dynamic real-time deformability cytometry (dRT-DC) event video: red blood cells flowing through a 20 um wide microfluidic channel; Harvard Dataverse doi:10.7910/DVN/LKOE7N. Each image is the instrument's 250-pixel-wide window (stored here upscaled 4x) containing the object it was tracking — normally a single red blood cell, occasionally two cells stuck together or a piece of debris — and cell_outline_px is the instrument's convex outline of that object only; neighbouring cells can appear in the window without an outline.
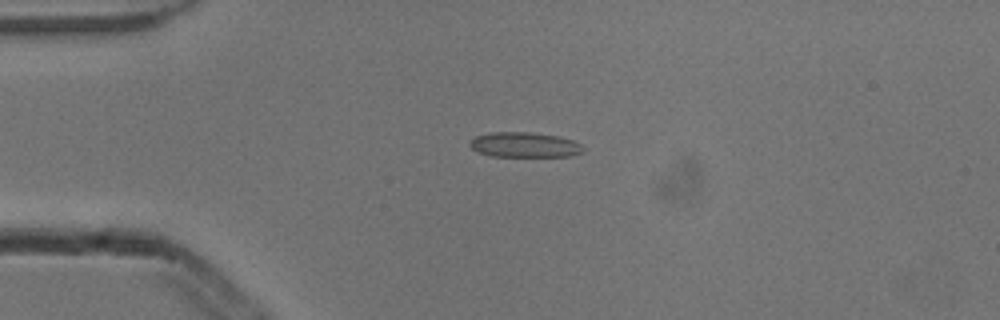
{"species": "common noctule bat (a hibernating species)", "species_latin": "Nyctalus noctula", "temperature_condition": "cold", "stored_images_in_passage": 4, "camera_frame_rate_fps": 3000, "um_per_image_px": 0.085, "animal": {"sex": "male", "body_mass_g": 13.3}, "frame": {"image": 1, "passage_image": 3, "time_ms": 0.667, "image_size_px": [1000, 320], "cell_outline_px": [[584, 152], [572, 156], [492, 156], [476, 152], [468, 144], [476, 136], [488, 132], [532, 132], [556, 136], [572, 140], [580, 144], [584, 148]], "centroid_in_image_um": [44.57, 12.31], "position_along_channel_um": 40.4, "area_um2": 16.59}}